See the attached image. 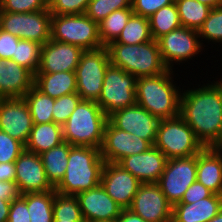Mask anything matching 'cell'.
<instances>
[{
	"mask_svg": "<svg viewBox=\"0 0 222 222\" xmlns=\"http://www.w3.org/2000/svg\"><path fill=\"white\" fill-rule=\"evenodd\" d=\"M148 19L150 33L155 41L182 26L175 2L160 8Z\"/></svg>",
	"mask_w": 222,
	"mask_h": 222,
	"instance_id": "f1b7e54d",
	"label": "cell"
},
{
	"mask_svg": "<svg viewBox=\"0 0 222 222\" xmlns=\"http://www.w3.org/2000/svg\"><path fill=\"white\" fill-rule=\"evenodd\" d=\"M83 51L79 46L50 39L42 45L37 73L75 71Z\"/></svg>",
	"mask_w": 222,
	"mask_h": 222,
	"instance_id": "d6986e66",
	"label": "cell"
},
{
	"mask_svg": "<svg viewBox=\"0 0 222 222\" xmlns=\"http://www.w3.org/2000/svg\"><path fill=\"white\" fill-rule=\"evenodd\" d=\"M151 147L147 140L116 128L108 120L100 152L105 162L119 163L123 158L145 152Z\"/></svg>",
	"mask_w": 222,
	"mask_h": 222,
	"instance_id": "9a60e30c",
	"label": "cell"
},
{
	"mask_svg": "<svg viewBox=\"0 0 222 222\" xmlns=\"http://www.w3.org/2000/svg\"><path fill=\"white\" fill-rule=\"evenodd\" d=\"M46 9L47 0H0V11L3 12L27 13Z\"/></svg>",
	"mask_w": 222,
	"mask_h": 222,
	"instance_id": "ab89813d",
	"label": "cell"
},
{
	"mask_svg": "<svg viewBox=\"0 0 222 222\" xmlns=\"http://www.w3.org/2000/svg\"><path fill=\"white\" fill-rule=\"evenodd\" d=\"M123 8H132V0H90L85 14L99 24L111 12Z\"/></svg>",
	"mask_w": 222,
	"mask_h": 222,
	"instance_id": "8d00e7d4",
	"label": "cell"
},
{
	"mask_svg": "<svg viewBox=\"0 0 222 222\" xmlns=\"http://www.w3.org/2000/svg\"><path fill=\"white\" fill-rule=\"evenodd\" d=\"M26 201L30 222H53V201L55 190L26 193L21 195Z\"/></svg>",
	"mask_w": 222,
	"mask_h": 222,
	"instance_id": "83f0119b",
	"label": "cell"
},
{
	"mask_svg": "<svg viewBox=\"0 0 222 222\" xmlns=\"http://www.w3.org/2000/svg\"><path fill=\"white\" fill-rule=\"evenodd\" d=\"M181 25L198 30L209 15L211 7L196 0H175Z\"/></svg>",
	"mask_w": 222,
	"mask_h": 222,
	"instance_id": "d6a6232c",
	"label": "cell"
},
{
	"mask_svg": "<svg viewBox=\"0 0 222 222\" xmlns=\"http://www.w3.org/2000/svg\"><path fill=\"white\" fill-rule=\"evenodd\" d=\"M148 222H171L173 205L157 183H142L128 208Z\"/></svg>",
	"mask_w": 222,
	"mask_h": 222,
	"instance_id": "4fadbf2b",
	"label": "cell"
},
{
	"mask_svg": "<svg viewBox=\"0 0 222 222\" xmlns=\"http://www.w3.org/2000/svg\"><path fill=\"white\" fill-rule=\"evenodd\" d=\"M70 149L71 145L64 141L49 151L40 154L46 177L54 188L65 176Z\"/></svg>",
	"mask_w": 222,
	"mask_h": 222,
	"instance_id": "4316f807",
	"label": "cell"
},
{
	"mask_svg": "<svg viewBox=\"0 0 222 222\" xmlns=\"http://www.w3.org/2000/svg\"><path fill=\"white\" fill-rule=\"evenodd\" d=\"M209 222H222V210L213 217Z\"/></svg>",
	"mask_w": 222,
	"mask_h": 222,
	"instance_id": "f5cc1de1",
	"label": "cell"
},
{
	"mask_svg": "<svg viewBox=\"0 0 222 222\" xmlns=\"http://www.w3.org/2000/svg\"><path fill=\"white\" fill-rule=\"evenodd\" d=\"M132 14V8L115 10L98 24L99 39L103 46L118 38Z\"/></svg>",
	"mask_w": 222,
	"mask_h": 222,
	"instance_id": "1f68e13d",
	"label": "cell"
},
{
	"mask_svg": "<svg viewBox=\"0 0 222 222\" xmlns=\"http://www.w3.org/2000/svg\"><path fill=\"white\" fill-rule=\"evenodd\" d=\"M174 76V71L167 69L155 76L137 78L136 103L160 120L180 115L182 91Z\"/></svg>",
	"mask_w": 222,
	"mask_h": 222,
	"instance_id": "7a4b0ae2",
	"label": "cell"
},
{
	"mask_svg": "<svg viewBox=\"0 0 222 222\" xmlns=\"http://www.w3.org/2000/svg\"><path fill=\"white\" fill-rule=\"evenodd\" d=\"M197 155L168 159L157 184L167 200L175 205L186 190L197 180Z\"/></svg>",
	"mask_w": 222,
	"mask_h": 222,
	"instance_id": "7c38bea8",
	"label": "cell"
},
{
	"mask_svg": "<svg viewBox=\"0 0 222 222\" xmlns=\"http://www.w3.org/2000/svg\"><path fill=\"white\" fill-rule=\"evenodd\" d=\"M41 48L42 45L38 42L19 39L12 60L35 75L40 64Z\"/></svg>",
	"mask_w": 222,
	"mask_h": 222,
	"instance_id": "836d02e7",
	"label": "cell"
},
{
	"mask_svg": "<svg viewBox=\"0 0 222 222\" xmlns=\"http://www.w3.org/2000/svg\"><path fill=\"white\" fill-rule=\"evenodd\" d=\"M196 1L206 4L211 8H215L222 5V0H196Z\"/></svg>",
	"mask_w": 222,
	"mask_h": 222,
	"instance_id": "816d5d0a",
	"label": "cell"
},
{
	"mask_svg": "<svg viewBox=\"0 0 222 222\" xmlns=\"http://www.w3.org/2000/svg\"><path fill=\"white\" fill-rule=\"evenodd\" d=\"M7 222H30L27 203L21 196L11 201Z\"/></svg>",
	"mask_w": 222,
	"mask_h": 222,
	"instance_id": "7bdbcfd3",
	"label": "cell"
},
{
	"mask_svg": "<svg viewBox=\"0 0 222 222\" xmlns=\"http://www.w3.org/2000/svg\"><path fill=\"white\" fill-rule=\"evenodd\" d=\"M162 60L168 69L173 70L174 64L188 62L205 50L201 44L198 30L181 26L158 40ZM201 52V54H200ZM188 59V60H187ZM183 61V62H182Z\"/></svg>",
	"mask_w": 222,
	"mask_h": 222,
	"instance_id": "8fae6325",
	"label": "cell"
},
{
	"mask_svg": "<svg viewBox=\"0 0 222 222\" xmlns=\"http://www.w3.org/2000/svg\"><path fill=\"white\" fill-rule=\"evenodd\" d=\"M53 222H85L84 220H53Z\"/></svg>",
	"mask_w": 222,
	"mask_h": 222,
	"instance_id": "db71d44e",
	"label": "cell"
},
{
	"mask_svg": "<svg viewBox=\"0 0 222 222\" xmlns=\"http://www.w3.org/2000/svg\"><path fill=\"white\" fill-rule=\"evenodd\" d=\"M98 24L86 14L52 15L50 39L94 50L104 47L99 39Z\"/></svg>",
	"mask_w": 222,
	"mask_h": 222,
	"instance_id": "52a82bcc",
	"label": "cell"
},
{
	"mask_svg": "<svg viewBox=\"0 0 222 222\" xmlns=\"http://www.w3.org/2000/svg\"><path fill=\"white\" fill-rule=\"evenodd\" d=\"M76 196L85 222L114 221L117 220L123 210L107 194L101 184L95 188L80 192Z\"/></svg>",
	"mask_w": 222,
	"mask_h": 222,
	"instance_id": "ffe728a7",
	"label": "cell"
},
{
	"mask_svg": "<svg viewBox=\"0 0 222 222\" xmlns=\"http://www.w3.org/2000/svg\"><path fill=\"white\" fill-rule=\"evenodd\" d=\"M32 128V116L24 98L0 99L1 131L25 146Z\"/></svg>",
	"mask_w": 222,
	"mask_h": 222,
	"instance_id": "2e32d148",
	"label": "cell"
},
{
	"mask_svg": "<svg viewBox=\"0 0 222 222\" xmlns=\"http://www.w3.org/2000/svg\"><path fill=\"white\" fill-rule=\"evenodd\" d=\"M34 86V74L12 59H0V99L23 98Z\"/></svg>",
	"mask_w": 222,
	"mask_h": 222,
	"instance_id": "7402d4cb",
	"label": "cell"
},
{
	"mask_svg": "<svg viewBox=\"0 0 222 222\" xmlns=\"http://www.w3.org/2000/svg\"><path fill=\"white\" fill-rule=\"evenodd\" d=\"M109 65V54L105 46L82 52L75 70L77 93L82 100L98 101Z\"/></svg>",
	"mask_w": 222,
	"mask_h": 222,
	"instance_id": "ba28073f",
	"label": "cell"
},
{
	"mask_svg": "<svg viewBox=\"0 0 222 222\" xmlns=\"http://www.w3.org/2000/svg\"><path fill=\"white\" fill-rule=\"evenodd\" d=\"M116 222H148L129 209H123Z\"/></svg>",
	"mask_w": 222,
	"mask_h": 222,
	"instance_id": "c3c4849f",
	"label": "cell"
},
{
	"mask_svg": "<svg viewBox=\"0 0 222 222\" xmlns=\"http://www.w3.org/2000/svg\"><path fill=\"white\" fill-rule=\"evenodd\" d=\"M14 163L15 183L21 195L55 190L46 177L40 155L24 150Z\"/></svg>",
	"mask_w": 222,
	"mask_h": 222,
	"instance_id": "ac0fdd59",
	"label": "cell"
},
{
	"mask_svg": "<svg viewBox=\"0 0 222 222\" xmlns=\"http://www.w3.org/2000/svg\"><path fill=\"white\" fill-rule=\"evenodd\" d=\"M53 217V220H84L77 196L55 191Z\"/></svg>",
	"mask_w": 222,
	"mask_h": 222,
	"instance_id": "e575fe53",
	"label": "cell"
},
{
	"mask_svg": "<svg viewBox=\"0 0 222 222\" xmlns=\"http://www.w3.org/2000/svg\"><path fill=\"white\" fill-rule=\"evenodd\" d=\"M142 183L118 163L105 162L101 185L123 209H128Z\"/></svg>",
	"mask_w": 222,
	"mask_h": 222,
	"instance_id": "e0dca14e",
	"label": "cell"
},
{
	"mask_svg": "<svg viewBox=\"0 0 222 222\" xmlns=\"http://www.w3.org/2000/svg\"><path fill=\"white\" fill-rule=\"evenodd\" d=\"M151 40L149 19L133 13L118 38L111 43L136 45Z\"/></svg>",
	"mask_w": 222,
	"mask_h": 222,
	"instance_id": "4dcf8cb0",
	"label": "cell"
},
{
	"mask_svg": "<svg viewBox=\"0 0 222 222\" xmlns=\"http://www.w3.org/2000/svg\"><path fill=\"white\" fill-rule=\"evenodd\" d=\"M19 38L0 29V59H12Z\"/></svg>",
	"mask_w": 222,
	"mask_h": 222,
	"instance_id": "ee69618b",
	"label": "cell"
},
{
	"mask_svg": "<svg viewBox=\"0 0 222 222\" xmlns=\"http://www.w3.org/2000/svg\"><path fill=\"white\" fill-rule=\"evenodd\" d=\"M213 194L209 189L204 187L197 180L191 184V186L186 190L182 199L178 203L191 204L193 202H197L201 199L210 197Z\"/></svg>",
	"mask_w": 222,
	"mask_h": 222,
	"instance_id": "f6af8a7d",
	"label": "cell"
},
{
	"mask_svg": "<svg viewBox=\"0 0 222 222\" xmlns=\"http://www.w3.org/2000/svg\"><path fill=\"white\" fill-rule=\"evenodd\" d=\"M34 86L42 93L56 99L77 92L76 74L75 71L36 73Z\"/></svg>",
	"mask_w": 222,
	"mask_h": 222,
	"instance_id": "d4e9b609",
	"label": "cell"
},
{
	"mask_svg": "<svg viewBox=\"0 0 222 222\" xmlns=\"http://www.w3.org/2000/svg\"><path fill=\"white\" fill-rule=\"evenodd\" d=\"M23 98L29 106L33 124L53 122L54 98L42 93L35 86Z\"/></svg>",
	"mask_w": 222,
	"mask_h": 222,
	"instance_id": "f546056e",
	"label": "cell"
},
{
	"mask_svg": "<svg viewBox=\"0 0 222 222\" xmlns=\"http://www.w3.org/2000/svg\"><path fill=\"white\" fill-rule=\"evenodd\" d=\"M175 0H132L133 13L149 18L160 8L174 3Z\"/></svg>",
	"mask_w": 222,
	"mask_h": 222,
	"instance_id": "b9f144b4",
	"label": "cell"
},
{
	"mask_svg": "<svg viewBox=\"0 0 222 222\" xmlns=\"http://www.w3.org/2000/svg\"><path fill=\"white\" fill-rule=\"evenodd\" d=\"M90 0H50L48 10L51 15L85 14Z\"/></svg>",
	"mask_w": 222,
	"mask_h": 222,
	"instance_id": "f35d334b",
	"label": "cell"
},
{
	"mask_svg": "<svg viewBox=\"0 0 222 222\" xmlns=\"http://www.w3.org/2000/svg\"><path fill=\"white\" fill-rule=\"evenodd\" d=\"M108 116L94 101L81 100L62 125L63 140L72 146L100 149Z\"/></svg>",
	"mask_w": 222,
	"mask_h": 222,
	"instance_id": "277c9868",
	"label": "cell"
},
{
	"mask_svg": "<svg viewBox=\"0 0 222 222\" xmlns=\"http://www.w3.org/2000/svg\"><path fill=\"white\" fill-rule=\"evenodd\" d=\"M21 196L18 186L15 182L0 181V199L4 201H13Z\"/></svg>",
	"mask_w": 222,
	"mask_h": 222,
	"instance_id": "bcb514c9",
	"label": "cell"
},
{
	"mask_svg": "<svg viewBox=\"0 0 222 222\" xmlns=\"http://www.w3.org/2000/svg\"><path fill=\"white\" fill-rule=\"evenodd\" d=\"M167 157L155 146L147 151L123 158L118 164L141 183H157L162 175Z\"/></svg>",
	"mask_w": 222,
	"mask_h": 222,
	"instance_id": "44dd1931",
	"label": "cell"
},
{
	"mask_svg": "<svg viewBox=\"0 0 222 222\" xmlns=\"http://www.w3.org/2000/svg\"><path fill=\"white\" fill-rule=\"evenodd\" d=\"M182 88L180 116L205 148L222 137V79Z\"/></svg>",
	"mask_w": 222,
	"mask_h": 222,
	"instance_id": "6da1fadb",
	"label": "cell"
},
{
	"mask_svg": "<svg viewBox=\"0 0 222 222\" xmlns=\"http://www.w3.org/2000/svg\"><path fill=\"white\" fill-rule=\"evenodd\" d=\"M154 146L167 159L191 157L205 148L180 115L160 120Z\"/></svg>",
	"mask_w": 222,
	"mask_h": 222,
	"instance_id": "8992f818",
	"label": "cell"
},
{
	"mask_svg": "<svg viewBox=\"0 0 222 222\" xmlns=\"http://www.w3.org/2000/svg\"><path fill=\"white\" fill-rule=\"evenodd\" d=\"M11 201L0 199V222H7Z\"/></svg>",
	"mask_w": 222,
	"mask_h": 222,
	"instance_id": "681fc988",
	"label": "cell"
},
{
	"mask_svg": "<svg viewBox=\"0 0 222 222\" xmlns=\"http://www.w3.org/2000/svg\"><path fill=\"white\" fill-rule=\"evenodd\" d=\"M198 35L202 39L200 40L202 46L204 45L202 41L206 40L213 44L222 43V5L211 9L203 25L198 29Z\"/></svg>",
	"mask_w": 222,
	"mask_h": 222,
	"instance_id": "d590c367",
	"label": "cell"
},
{
	"mask_svg": "<svg viewBox=\"0 0 222 222\" xmlns=\"http://www.w3.org/2000/svg\"><path fill=\"white\" fill-rule=\"evenodd\" d=\"M91 222H116V220H114V221H91Z\"/></svg>",
	"mask_w": 222,
	"mask_h": 222,
	"instance_id": "11a10c76",
	"label": "cell"
},
{
	"mask_svg": "<svg viewBox=\"0 0 222 222\" xmlns=\"http://www.w3.org/2000/svg\"><path fill=\"white\" fill-rule=\"evenodd\" d=\"M136 80L135 76L123 69L111 64L108 66L102 92L96 102L107 116L136 104Z\"/></svg>",
	"mask_w": 222,
	"mask_h": 222,
	"instance_id": "9c48e42d",
	"label": "cell"
},
{
	"mask_svg": "<svg viewBox=\"0 0 222 222\" xmlns=\"http://www.w3.org/2000/svg\"><path fill=\"white\" fill-rule=\"evenodd\" d=\"M63 142L62 125L54 122L33 124L25 150L40 155Z\"/></svg>",
	"mask_w": 222,
	"mask_h": 222,
	"instance_id": "484cf974",
	"label": "cell"
},
{
	"mask_svg": "<svg viewBox=\"0 0 222 222\" xmlns=\"http://www.w3.org/2000/svg\"><path fill=\"white\" fill-rule=\"evenodd\" d=\"M222 210V195L212 194L191 204L173 205L171 222H209Z\"/></svg>",
	"mask_w": 222,
	"mask_h": 222,
	"instance_id": "603a6c76",
	"label": "cell"
},
{
	"mask_svg": "<svg viewBox=\"0 0 222 222\" xmlns=\"http://www.w3.org/2000/svg\"><path fill=\"white\" fill-rule=\"evenodd\" d=\"M16 166L14 162L0 163V181L15 182Z\"/></svg>",
	"mask_w": 222,
	"mask_h": 222,
	"instance_id": "7dc6e473",
	"label": "cell"
},
{
	"mask_svg": "<svg viewBox=\"0 0 222 222\" xmlns=\"http://www.w3.org/2000/svg\"><path fill=\"white\" fill-rule=\"evenodd\" d=\"M106 48L110 64L136 78L155 76L168 69L162 60L158 42L154 39L136 45L109 43Z\"/></svg>",
	"mask_w": 222,
	"mask_h": 222,
	"instance_id": "5b68a950",
	"label": "cell"
},
{
	"mask_svg": "<svg viewBox=\"0 0 222 222\" xmlns=\"http://www.w3.org/2000/svg\"><path fill=\"white\" fill-rule=\"evenodd\" d=\"M105 160L100 149L87 146H72L64 178L54 188L65 195H77L101 184Z\"/></svg>",
	"mask_w": 222,
	"mask_h": 222,
	"instance_id": "3957f363",
	"label": "cell"
},
{
	"mask_svg": "<svg viewBox=\"0 0 222 222\" xmlns=\"http://www.w3.org/2000/svg\"><path fill=\"white\" fill-rule=\"evenodd\" d=\"M25 146L0 130V163L15 162Z\"/></svg>",
	"mask_w": 222,
	"mask_h": 222,
	"instance_id": "60d3db41",
	"label": "cell"
},
{
	"mask_svg": "<svg viewBox=\"0 0 222 222\" xmlns=\"http://www.w3.org/2000/svg\"><path fill=\"white\" fill-rule=\"evenodd\" d=\"M108 120L116 128L135 134L154 146L160 119L137 103L114 111L108 116Z\"/></svg>",
	"mask_w": 222,
	"mask_h": 222,
	"instance_id": "5bb4252c",
	"label": "cell"
},
{
	"mask_svg": "<svg viewBox=\"0 0 222 222\" xmlns=\"http://www.w3.org/2000/svg\"><path fill=\"white\" fill-rule=\"evenodd\" d=\"M81 100L82 99L77 92L56 98L52 111L53 122L59 125H63Z\"/></svg>",
	"mask_w": 222,
	"mask_h": 222,
	"instance_id": "74e56055",
	"label": "cell"
},
{
	"mask_svg": "<svg viewBox=\"0 0 222 222\" xmlns=\"http://www.w3.org/2000/svg\"><path fill=\"white\" fill-rule=\"evenodd\" d=\"M51 20L48 9L27 13L0 11V29L19 39L32 40L41 45L50 40Z\"/></svg>",
	"mask_w": 222,
	"mask_h": 222,
	"instance_id": "30bf717a",
	"label": "cell"
},
{
	"mask_svg": "<svg viewBox=\"0 0 222 222\" xmlns=\"http://www.w3.org/2000/svg\"><path fill=\"white\" fill-rule=\"evenodd\" d=\"M197 181L214 194L222 195V161L211 147L197 154Z\"/></svg>",
	"mask_w": 222,
	"mask_h": 222,
	"instance_id": "cb8c5ba5",
	"label": "cell"
},
{
	"mask_svg": "<svg viewBox=\"0 0 222 222\" xmlns=\"http://www.w3.org/2000/svg\"><path fill=\"white\" fill-rule=\"evenodd\" d=\"M211 148L214 150V152L221 158L222 161V137L218 139Z\"/></svg>",
	"mask_w": 222,
	"mask_h": 222,
	"instance_id": "f907efd6",
	"label": "cell"
}]
</instances>
